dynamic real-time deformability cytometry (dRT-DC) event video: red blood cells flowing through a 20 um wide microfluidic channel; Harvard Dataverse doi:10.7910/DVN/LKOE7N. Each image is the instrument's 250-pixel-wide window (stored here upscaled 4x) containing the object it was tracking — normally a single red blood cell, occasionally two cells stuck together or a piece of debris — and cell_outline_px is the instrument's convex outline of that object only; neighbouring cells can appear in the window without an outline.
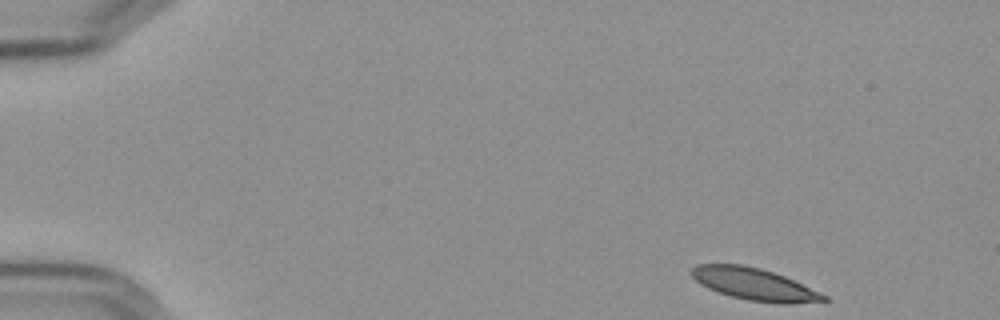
{"species": "Egyptian fruit bat (a non-hibernating species)", "species_latin": "Rousettus aegyptiacus", "temperature_condition": "cold", "stored_images_in_passage": 52, "camera_frame_rate_fps": 3000, "um_per_image_px": 0.085, "frame": {"image": 1, "passage_image": 1, "time_ms": 0.0, "image_size_px": [1000, 320], "cell_outline_px": [[828, 300], [788, 304], [784, 304], [748, 300], [732, 296], [708, 288], [700, 284], [688, 272], [696, 264], [740, 264], [760, 268], [784, 276], [828, 296]], "centroid_in_image_um": [64.08, 24.14], "position_along_channel_um": 20.9, "area_um2": 24.39}}
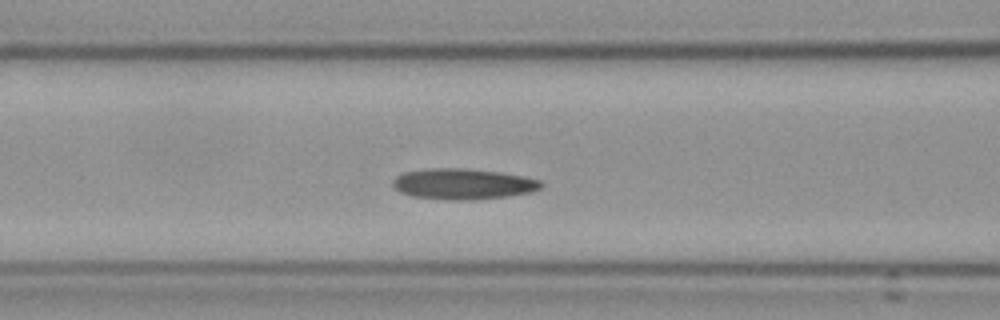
{"frame": {"image": 2, "passage_image": 19, "time_ms": 6.0, "image_size_px": [1000, 320], "cell_outline_px": [[544, 184], [540, 188], [532, 192], [508, 196], [468, 200], [452, 200], [412, 196], [400, 192], [392, 184], [392, 180], [396, 176], [404, 172], [432, 168], [464, 168], [500, 172], [524, 176], [540, 180]], "centroid_in_image_um": [39.37, 15.63], "position_along_channel_um": 127.2, "area_um2": 26.59}}
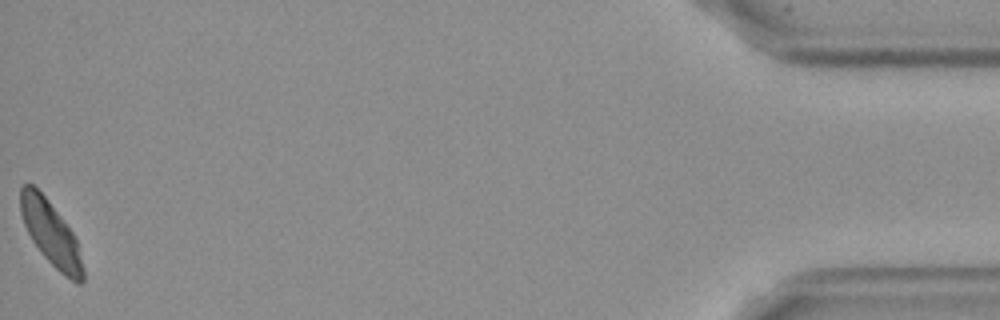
{"frame": {"image": 3, "passage_image": 52, "time_ms": 17.0, "image_size_px": [1000, 320], "cell_outline_px": [[84, 280], [80, 284], [76, 284], [60, 272], [44, 256], [32, 240], [24, 224], [20, 212], [20, 188], [24, 184], [32, 184], [44, 196], [72, 232], [76, 240], [84, 268]], "centroid_in_image_um": [4.32, 19.87], "position_along_channel_um": 430.9, "area_um2": 22.95}, "authors_computed_cell_mechanics": {"area_um2": 25.4609, "velocity_mm_per_s": 3.5613, "shape_relaxation_time_tau1_ms": 6.1865, "shape_relaxation_time_tau2_ms": 4.2961, "deformation_change_tau1": 0.1443, "deformation_change_tau2": 0.1156}}